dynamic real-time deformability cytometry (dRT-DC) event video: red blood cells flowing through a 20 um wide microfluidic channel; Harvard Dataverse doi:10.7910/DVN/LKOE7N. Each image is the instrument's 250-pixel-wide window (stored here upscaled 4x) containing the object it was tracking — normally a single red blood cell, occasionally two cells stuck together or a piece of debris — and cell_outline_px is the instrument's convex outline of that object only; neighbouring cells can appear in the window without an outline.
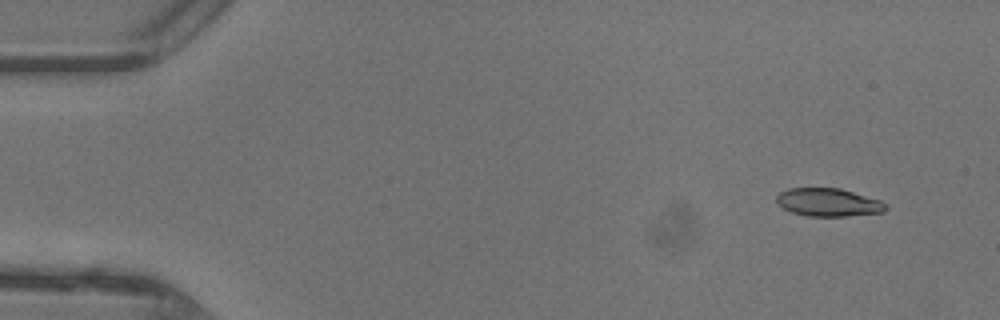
{"species": "common noctule bat (a hibernating species)", "species_latin": "Nyctalus noctula", "temperature_condition": "warm", "stored_images_in_passage": 46, "camera_frame_rate_fps": 3000, "um_per_image_px": 0.085, "animal": {"sex": "female"}, "frame": {"image": 1, "passage_image": 3, "time_ms": 0.667, "image_size_px": [1000, 320], "cell_outline_px": [[888, 208], [884, 212], [844, 216], [808, 216], [792, 212], [776, 204], [776, 196], [780, 192], [788, 188], [840, 188], [880, 200]], "centroid_in_image_um": [70.38, 17.19], "position_along_channel_um": 14.6, "area_um2": 17.8}}
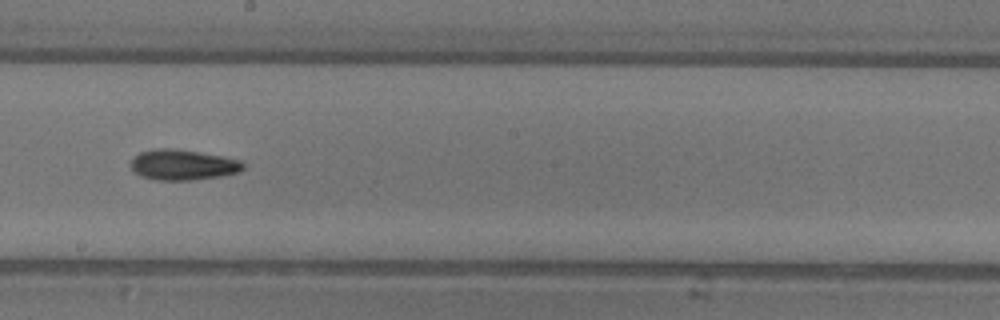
{"frame": {"image": 2, "passage_image": 26, "time_ms": 8.333, "image_size_px": [1000, 320], "cell_outline_px": [[244, 168], [240, 172], [220, 176], [192, 180], [156, 180], [140, 176], [128, 164], [140, 152], [152, 148], [172, 148], [220, 156], [240, 160], [244, 164]], "centroid_in_image_um": [15.52, 14.01], "position_along_channel_um": 232.7, "area_um2": 19.88}}
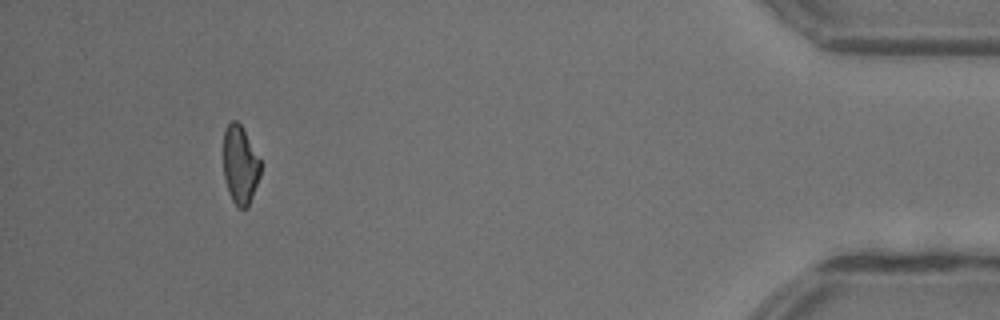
{"frame": {"image": 3, "passage_image": 43, "time_ms": 14.0, "image_size_px": [1000, 320], "cell_outline_px": [[260, 176], [248, 208], [240, 208], [232, 200], [228, 192], [224, 176], [224, 132], [228, 124], [232, 120], [236, 120], [240, 124], [260, 160]], "centroid_in_image_um": [20.41, 14.04], "position_along_channel_um": 414.8, "area_um2": 16.7}, "authors_computed_cell_mechanics": {"area_um2": 18.7561, "velocity_mm_per_s": 4.4276, "shape_relaxation_time_tau1_ms": 8.351, "shape_relaxation_time_tau2_ms": 7.0014, "deformation_change_tau1": 0.2441, "deformation_change_tau2": 0.1905}}